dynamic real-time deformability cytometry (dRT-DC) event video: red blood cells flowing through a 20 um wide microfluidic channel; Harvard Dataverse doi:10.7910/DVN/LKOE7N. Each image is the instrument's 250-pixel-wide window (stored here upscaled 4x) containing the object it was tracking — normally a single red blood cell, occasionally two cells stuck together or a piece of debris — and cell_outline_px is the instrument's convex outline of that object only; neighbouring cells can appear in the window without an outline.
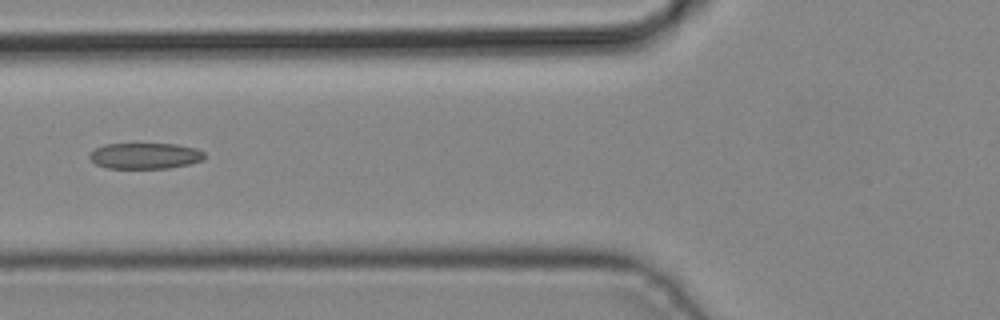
{"species": "common noctule bat (a hibernating species)", "species_latin": "Nyctalus noctula", "temperature_condition": "cold", "stored_images_in_passage": 4, "camera_frame_rate_fps": 3000, "um_per_image_px": 0.085, "animal": {"sex": "male", "body_mass_g": 19.2, "forearm_length_mm": 51.8}, "frame": {"image": 1, "passage_image": 4, "time_ms": 1.0, "image_size_px": [1000, 320], "cell_outline_px": [[204, 160], [188, 164], [168, 168], [108, 168], [96, 164], [88, 156], [96, 148], [104, 144], [176, 144], [196, 148], [204, 152]], "centroid_in_image_um": [12.35, 13.24], "position_along_channel_um": 113.5, "area_um2": 17.28}}